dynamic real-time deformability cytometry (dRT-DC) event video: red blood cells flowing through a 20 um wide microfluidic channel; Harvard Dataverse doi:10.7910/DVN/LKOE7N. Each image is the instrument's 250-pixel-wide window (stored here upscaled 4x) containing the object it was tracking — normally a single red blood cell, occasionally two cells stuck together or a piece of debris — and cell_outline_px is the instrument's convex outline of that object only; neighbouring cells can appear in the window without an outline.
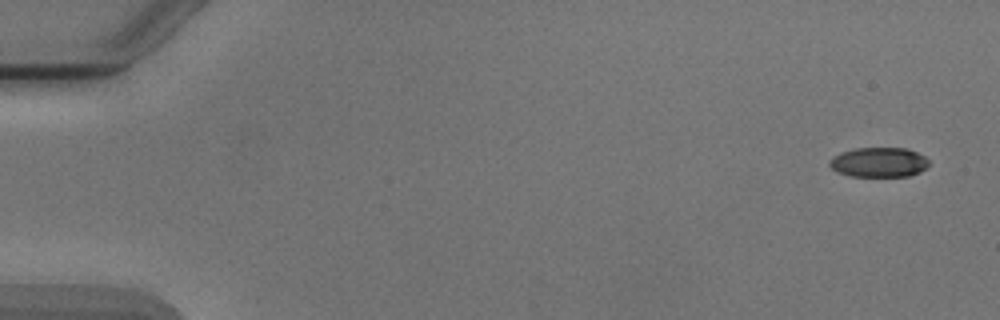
{"species": "Egyptian fruit bat (a non-hibernating species)", "species_latin": "Rousettus aegyptiacus", "temperature_condition": "cold", "stored_images_in_passage": 4, "camera_frame_rate_fps": 3000, "um_per_image_px": 0.085, "animal": {"sex": "male"}, "frame": {"image": 1, "passage_image": 1, "time_ms": 0.0, "image_size_px": [1000, 320], "cell_outline_px": [[928, 164], [920, 172], [908, 176], [848, 176], [836, 172], [828, 164], [828, 160], [832, 156], [840, 152], [856, 148], [908, 148], [924, 156], [928, 160]], "centroid_in_image_um": [74.65, 13.79], "position_along_channel_um": 10.4, "area_um2": 17.34}}
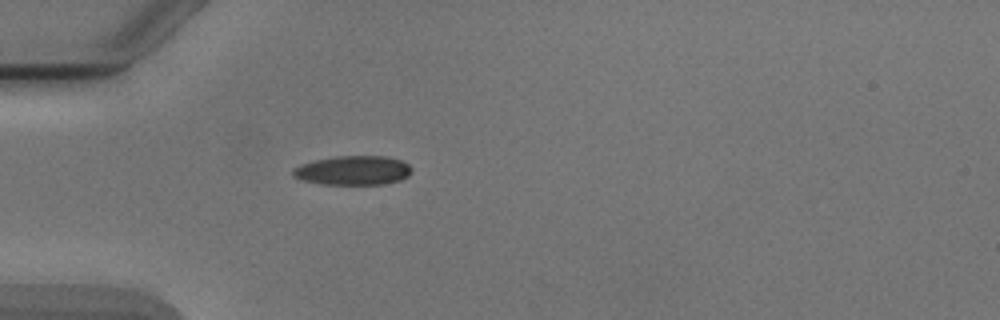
{"frame": {"image": 2, "passage_image": 4, "time_ms": 4.667, "image_size_px": [1000, 320], "cell_outline_px": [[412, 172], [408, 176], [400, 180], [384, 184], [320, 184], [304, 180], [292, 176], [292, 168], [300, 164], [316, 160], [336, 156], [384, 156], [400, 160], [408, 164], [412, 168]], "centroid_in_image_um": [30.01, 14.48], "position_along_channel_um": 55.0, "area_um2": 20.23}}